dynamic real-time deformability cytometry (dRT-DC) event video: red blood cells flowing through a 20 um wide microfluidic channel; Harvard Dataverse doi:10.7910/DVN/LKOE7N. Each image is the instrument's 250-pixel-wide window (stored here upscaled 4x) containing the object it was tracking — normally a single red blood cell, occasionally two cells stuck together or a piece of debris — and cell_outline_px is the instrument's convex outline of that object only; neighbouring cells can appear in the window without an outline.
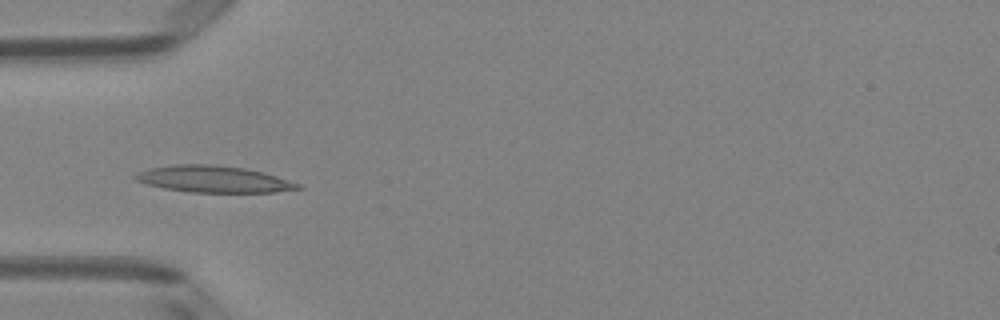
{"species": "Egyptian fruit bat (a non-hibernating species)", "species_latin": "Rousettus aegyptiacus", "temperature_condition": "room temperature", "stored_images_in_passage": 6, "camera_frame_rate_fps": 3000, "um_per_image_px": 0.085, "animal": {"sex": "female"}, "frame": {"image": 1, "passage_image": 5, "time_ms": 1.333, "image_size_px": [1000, 320], "cell_outline_px": [[304, 188], [272, 192], [188, 192], [164, 188], [148, 184], [136, 180], [132, 176], [136, 172], [152, 168], [172, 164], [212, 164], [244, 168], [264, 172], [300, 184]], "centroid_in_image_um": [18.14, 15.22], "position_along_channel_um": 66.9, "area_um2": 25.14}}
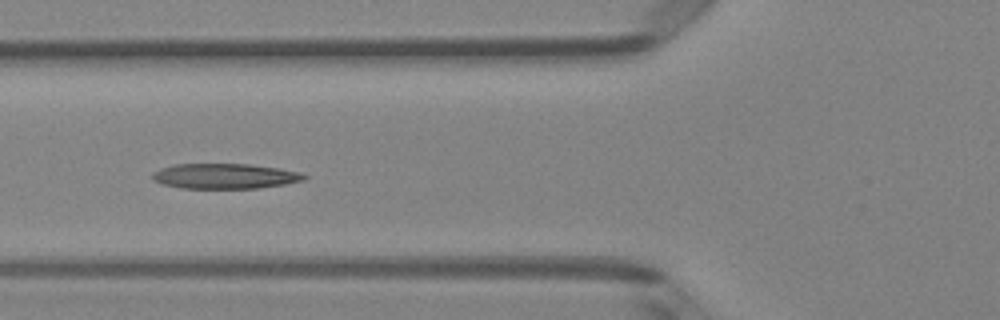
{"frame": {"image": 2, "passage_image": 6, "time_ms": 1.667, "image_size_px": [1000, 320], "cell_outline_px": [[308, 176], [304, 180], [284, 184], [256, 188], [180, 188], [160, 184], [152, 180], [152, 172], [160, 168], [176, 164], [248, 164], [280, 168], [300, 172]], "centroid_in_image_um": [19.07, 14.97], "position_along_channel_um": 106.7, "area_um2": 22.37}}